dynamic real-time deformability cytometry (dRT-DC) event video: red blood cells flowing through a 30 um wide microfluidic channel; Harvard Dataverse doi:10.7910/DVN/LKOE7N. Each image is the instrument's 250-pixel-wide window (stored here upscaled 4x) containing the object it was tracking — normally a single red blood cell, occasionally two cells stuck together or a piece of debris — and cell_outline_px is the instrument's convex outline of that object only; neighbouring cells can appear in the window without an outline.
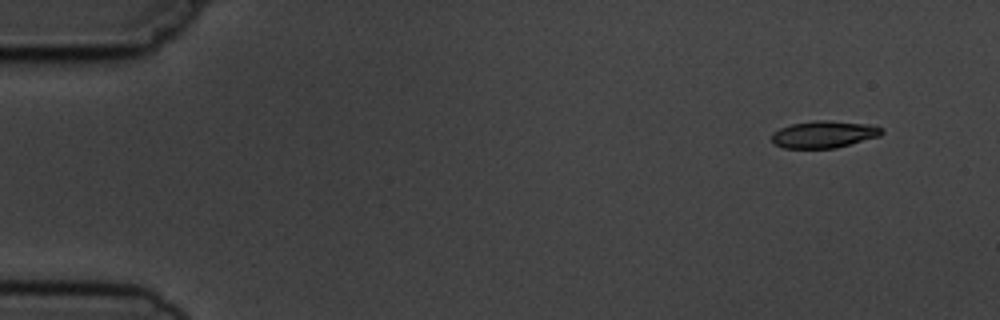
{"species": "common noctule bat (a hibernating species)", "species_latin": "Nyctalus noctula", "temperature_condition": "cold", "stored_images_in_passage": 14, "camera_frame_rate_fps": 3000, "um_per_image_px": 0.085, "animal": {"sex": "male", "body_mass_g": 19.5, "forearm_length_mm": 54.6}, "frame": {"image": 1, "passage_image": 1, "time_ms": 0.0, "image_size_px": [1000, 320], "cell_outline_px": [[884, 132], [880, 136], [836, 148], [784, 148], [772, 144], [772, 132], [780, 128], [792, 124], [816, 120], [828, 120], [868, 124], [884, 128]], "centroid_in_image_um": [70.03, 11.42], "position_along_channel_um": 15.0, "area_um2": 17.46}}
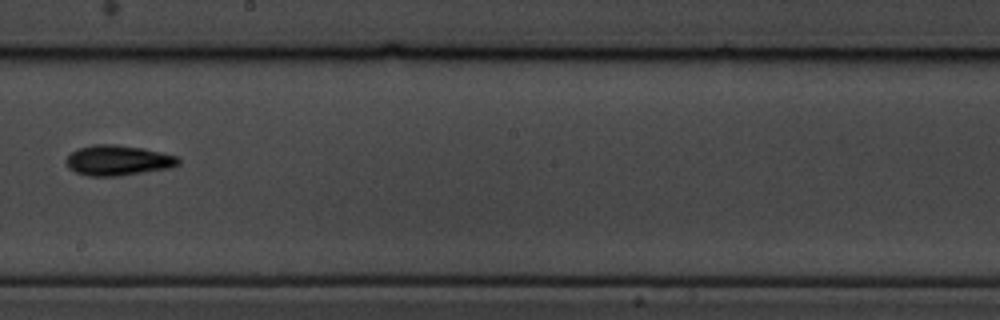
{"frame": {"image": 2, "passage_image": 8, "time_ms": 9.0, "image_size_px": [1000, 320], "cell_outline_px": [[180, 164], [172, 168], [120, 176], [88, 176], [76, 172], [68, 168], [64, 160], [72, 152], [80, 148], [96, 144], [116, 144], [144, 148], [176, 156], [180, 160]], "centroid_in_image_um": [10.04, 13.64], "position_along_channel_um": 238.2, "area_um2": 19.94}}
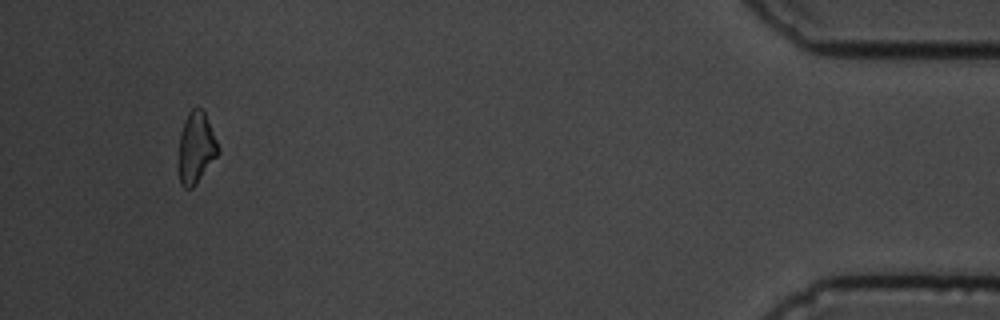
{"frame": {"image": 3, "passage_image": 13, "time_ms": 15.667, "image_size_px": [1000, 320], "cell_outline_px": [[220, 152], [196, 184], [192, 188], [184, 188], [180, 184], [180, 132], [184, 120], [188, 112], [192, 108], [200, 108], [204, 112], [216, 140]], "centroid_in_image_um": [16.67, 12.56], "position_along_channel_um": 418.5, "area_um2": 16.01}, "authors_computed_cell_mechanics": {"area_um2": 17.9469, "velocity_mm_per_s": 3.735, "shape_relaxation_time_tau1_ms": 2.6106, "shape_relaxation_time_tau2_ms": null, "deformation_change_tau1": 0.1111, "deformation_change_tau2": null}}